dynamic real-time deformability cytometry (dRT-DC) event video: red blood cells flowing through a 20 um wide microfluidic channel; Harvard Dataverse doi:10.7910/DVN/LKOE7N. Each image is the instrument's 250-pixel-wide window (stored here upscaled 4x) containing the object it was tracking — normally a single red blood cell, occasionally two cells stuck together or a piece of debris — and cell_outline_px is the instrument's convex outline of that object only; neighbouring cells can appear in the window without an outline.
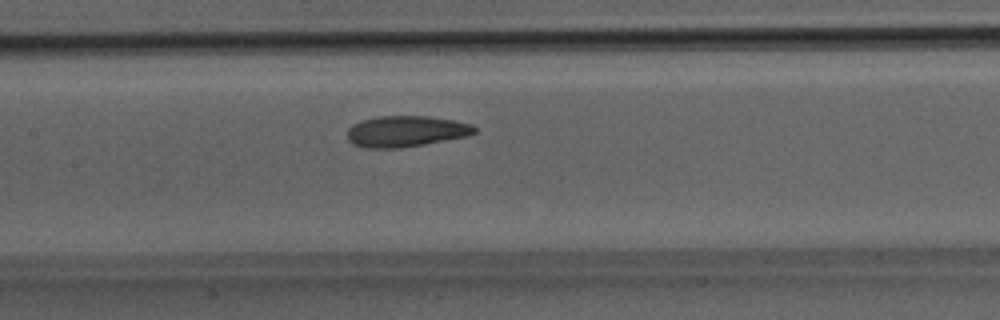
{"species": "Egyptian fruit bat (a non-hibernating species)", "species_latin": "Rousettus aegyptiacus", "temperature_condition": "room temperature", "stored_images_in_passage": 34, "camera_frame_rate_fps": 3000, "um_per_image_px": 0.085, "animal": {"sex": "male"}, "frame": {"image": 1, "passage_image": 14, "time_ms": 4.333, "image_size_px": [1000, 320], "cell_outline_px": [[476, 132], [468, 136], [424, 144], [400, 148], [364, 148], [352, 144], [348, 140], [348, 128], [352, 124], [360, 120], [376, 116], [428, 116], [452, 120], [472, 124], [476, 128]], "centroid_in_image_um": [34.47, 11.16], "position_along_channel_um": 172.9, "area_um2": 23.18}}
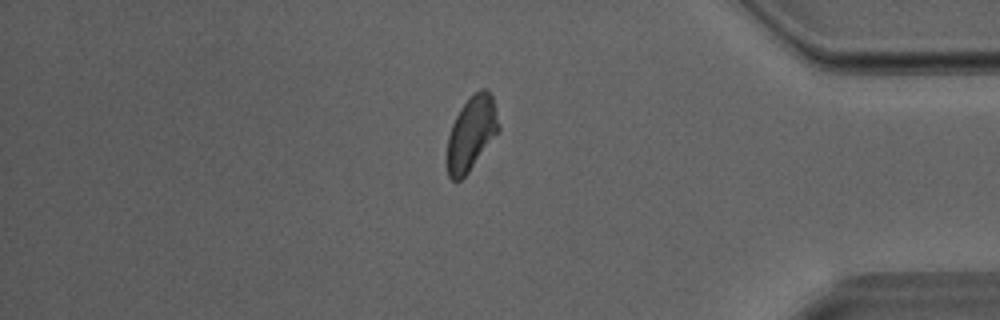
{"frame": {"image": 2, "passage_image": 28, "time_ms": 9.0, "image_size_px": [1000, 320], "cell_outline_px": [[500, 128], [468, 172], [460, 180], [452, 180], [448, 176], [444, 160], [448, 136], [452, 124], [460, 108], [480, 88], [484, 88], [492, 96]], "centroid_in_image_um": [40.0, 11.38], "position_along_channel_um": 395.2, "area_um2": 22.02}}
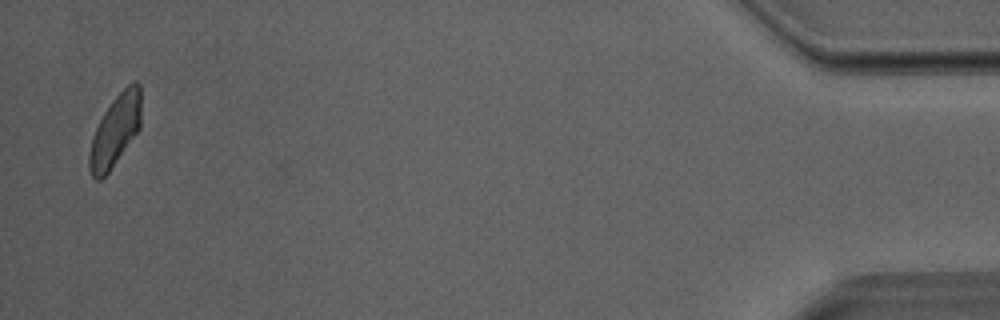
{"frame": {"image": 3, "passage_image": 33, "time_ms": 10.667, "image_size_px": [1000, 320], "cell_outline_px": [[140, 128], [108, 172], [100, 180], [96, 180], [92, 176], [88, 168], [88, 156], [92, 136], [104, 112], [112, 100], [132, 80], [136, 80], [140, 84]], "centroid_in_image_um": [9.78, 11.09], "position_along_channel_um": 425.4, "area_um2": 21.39}}